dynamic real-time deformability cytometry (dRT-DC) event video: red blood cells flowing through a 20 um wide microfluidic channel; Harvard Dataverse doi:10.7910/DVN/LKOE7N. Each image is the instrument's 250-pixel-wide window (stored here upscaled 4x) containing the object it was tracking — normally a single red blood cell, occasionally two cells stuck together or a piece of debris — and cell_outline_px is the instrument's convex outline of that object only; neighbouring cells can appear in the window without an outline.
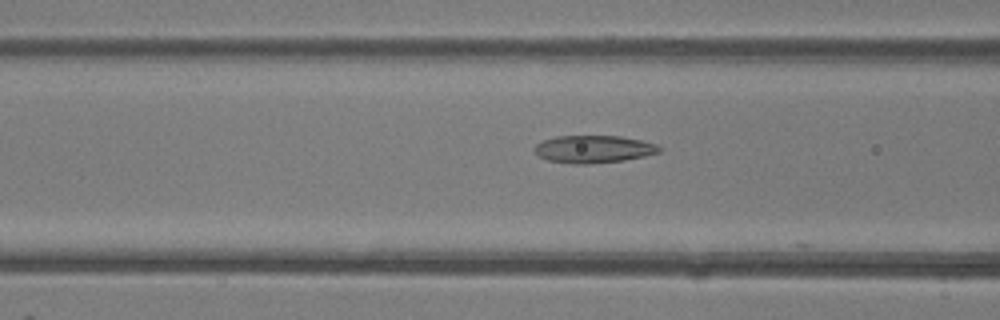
{"species": "common noctule bat (a hibernating species)", "species_latin": "Nyctalus noctula", "temperature_condition": "room temperature", "stored_images_in_passage": 33, "camera_frame_rate_fps": 3000, "um_per_image_px": 0.085, "animal": {"sex": "female"}, "frame": {"image": 1, "passage_image": 4, "time_ms": 1.0, "image_size_px": [1000, 320], "cell_outline_px": [[660, 152], [644, 156], [624, 160], [588, 164], [572, 164], [548, 160], [540, 156], [532, 148], [536, 144], [544, 140], [556, 136], [620, 136], [640, 140], [656, 144], [660, 148]], "centroid_in_image_um": [50.43, 12.67], "position_along_channel_um": 116.2, "area_um2": 19.88}}
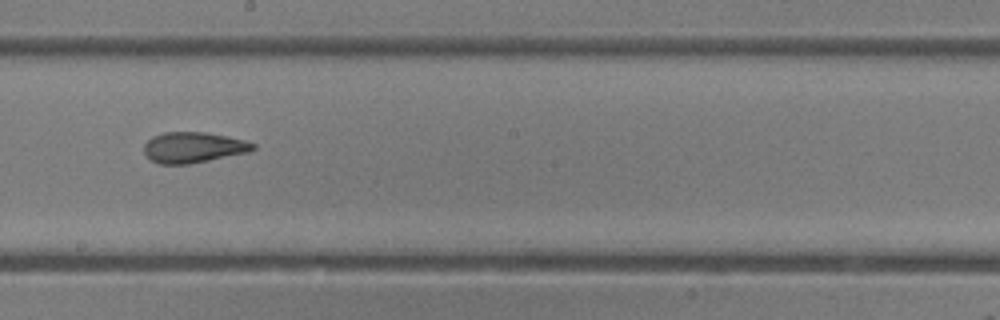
{"frame": {"image": 2, "passage_image": 12, "time_ms": 3.667, "image_size_px": [1000, 320], "cell_outline_px": [[256, 148], [252, 152], [188, 164], [160, 164], [152, 160], [144, 152], [144, 144], [152, 136], [164, 132], [204, 132], [228, 136], [244, 140], [256, 144]], "centroid_in_image_um": [16.47, 12.53], "position_along_channel_um": 231.7, "area_um2": 19.59}}
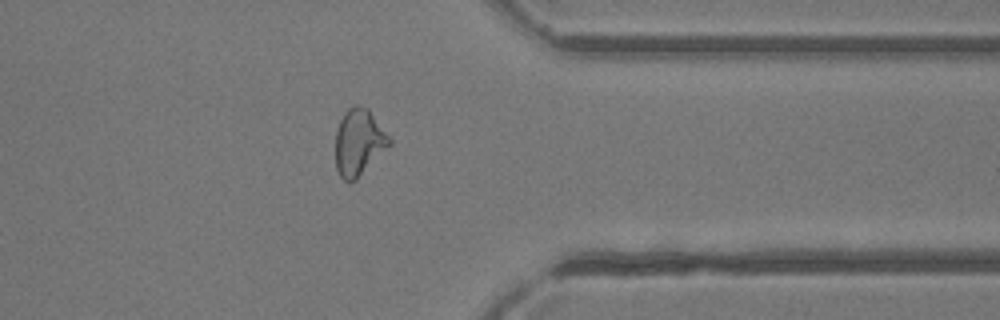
{"frame": {"image": 3, "passage_image": 23, "time_ms": 7.333, "image_size_px": [1000, 320], "cell_outline_px": [[392, 144], [356, 180], [348, 184], [340, 176], [336, 168], [336, 132], [340, 120], [344, 112], [348, 108], [356, 104], [360, 104], [368, 108], [392, 140]], "centroid_in_image_um": [30.51, 12.1], "position_along_channel_um": 380.9, "area_um2": 21.1}, "authors_computed_cell_mechanics": {"area_um2": 19.8832, "velocity_mm_per_s": 4.328, "shape_relaxation_time_tau1_ms": 6.0572, "shape_relaxation_time_tau2_ms": 1.6983, "deformation_change_tau1": 0.1609, "deformation_change_tau2": 0.0914}}